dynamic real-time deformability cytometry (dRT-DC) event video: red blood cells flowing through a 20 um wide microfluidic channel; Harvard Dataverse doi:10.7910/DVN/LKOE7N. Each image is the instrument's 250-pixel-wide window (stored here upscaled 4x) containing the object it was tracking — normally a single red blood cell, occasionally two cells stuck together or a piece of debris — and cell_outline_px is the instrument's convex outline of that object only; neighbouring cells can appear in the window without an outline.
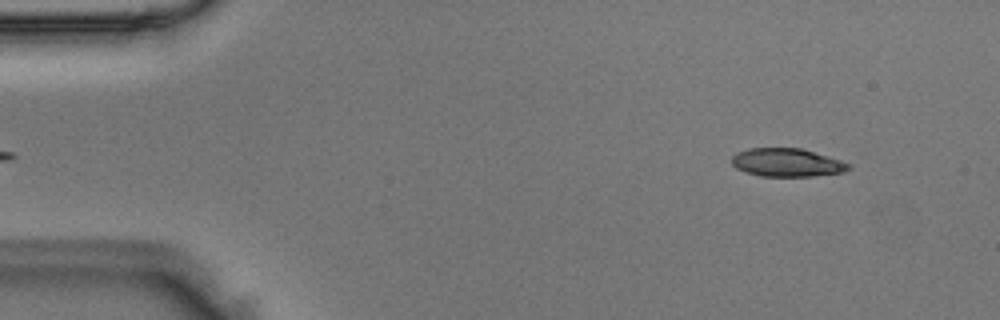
{"species": "Egyptian fruit bat (a non-hibernating species)", "species_latin": "Rousettus aegyptiacus", "temperature_condition": "room temperature", "stored_images_in_passage": 46, "camera_frame_rate_fps": 3000, "um_per_image_px": 0.085, "animal": {"sex": "male"}, "frame": {"image": 1, "passage_image": 2, "time_ms": 0.333, "image_size_px": [1000, 320], "cell_outline_px": [[852, 168], [844, 172], [812, 176], [760, 176], [736, 168], [732, 164], [732, 156], [736, 152], [748, 148], [800, 148], [840, 160], [852, 164]], "centroid_in_image_um": [66.9, 13.81], "position_along_channel_um": 18.1, "area_um2": 19.19}}
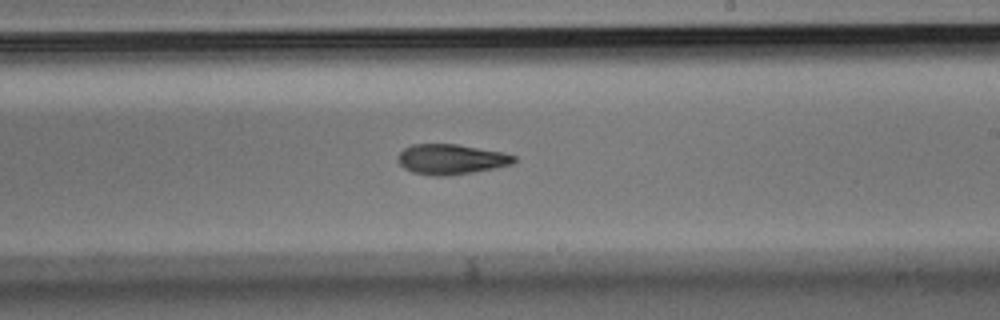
{"frame": {"image": 2, "passage_image": 26, "time_ms": 8.333, "image_size_px": [1000, 320], "cell_outline_px": [[516, 160], [512, 164], [496, 168], [472, 172], [444, 176], [436, 176], [412, 172], [404, 168], [396, 160], [396, 156], [404, 148], [412, 144], [456, 144], [504, 152], [516, 156]], "centroid_in_image_um": [38.33, 13.53], "position_along_channel_um": 250.7, "area_um2": 20.52}}
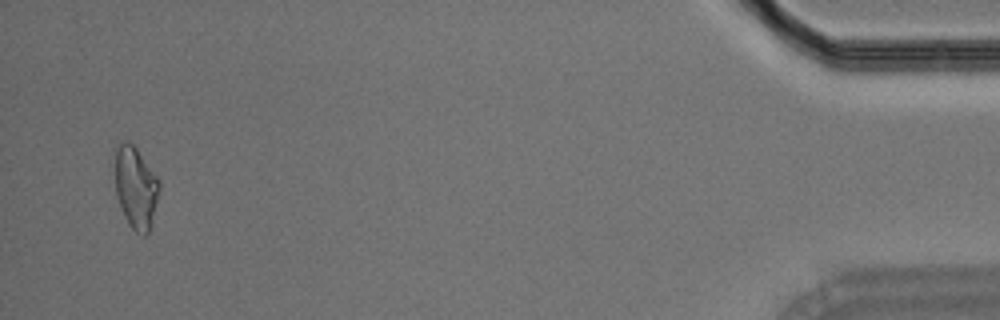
{"frame": {"image": 3, "passage_image": 45, "time_ms": 14.667, "image_size_px": [1000, 320], "cell_outline_px": [[160, 188], [148, 232], [144, 236], [136, 232], [128, 224], [124, 216], [116, 192], [112, 148], [120, 140], [124, 140], [132, 144], [136, 148], [160, 180]], "centroid_in_image_um": [11.48, 15.84], "position_along_channel_um": 423.7, "area_um2": 21.5}}